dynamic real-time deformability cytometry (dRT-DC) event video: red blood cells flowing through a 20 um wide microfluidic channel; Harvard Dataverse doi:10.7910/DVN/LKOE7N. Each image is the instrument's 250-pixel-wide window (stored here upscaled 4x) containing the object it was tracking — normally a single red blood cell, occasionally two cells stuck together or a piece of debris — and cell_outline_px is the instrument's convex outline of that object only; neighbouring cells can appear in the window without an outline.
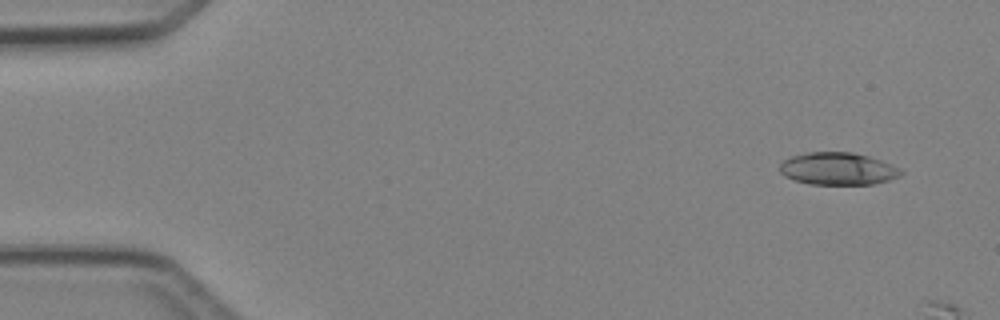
{"species": "Egyptian fruit bat (a non-hibernating species)", "species_latin": "Rousettus aegyptiacus", "temperature_condition": "cold", "stored_images_in_passage": 3, "segment_of_instrument_passage": [1, 2], "camera_frame_rate_fps": 3000, "um_per_image_px": 0.085, "animal": {"sex": "female"}, "frame": {"image": 1, "passage_image": 1, "time_ms": 0.0, "image_size_px": [1000, 320], "cell_outline_px": [[904, 172], [900, 176], [888, 180], [872, 184], [808, 184], [784, 176], [780, 172], [780, 164], [784, 160], [792, 156], [808, 152], [852, 152], [868, 156], [880, 160], [900, 168]], "centroid_in_image_um": [71.22, 14.34], "position_along_channel_um": 13.8, "area_um2": 22.77}}